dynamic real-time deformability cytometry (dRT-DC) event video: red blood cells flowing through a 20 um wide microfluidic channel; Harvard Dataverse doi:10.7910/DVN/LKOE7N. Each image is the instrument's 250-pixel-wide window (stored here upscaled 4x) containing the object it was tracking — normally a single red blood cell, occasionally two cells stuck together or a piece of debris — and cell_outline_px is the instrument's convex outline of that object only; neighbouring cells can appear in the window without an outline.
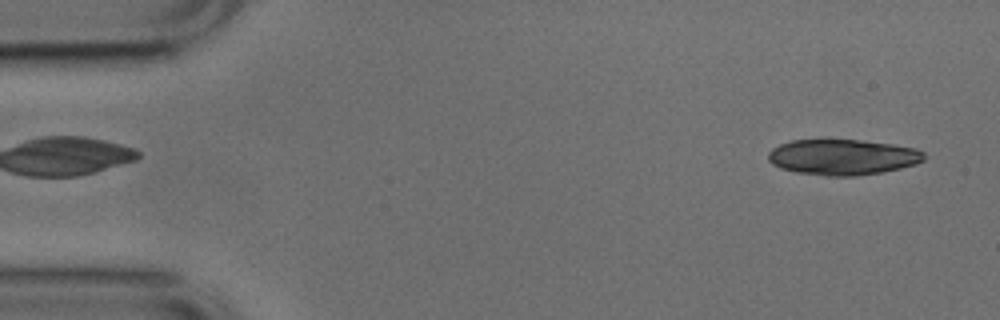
{"species": "common noctule bat (a hibernating species)", "species_latin": "Nyctalus noctula", "temperature_condition": "cold", "stored_images_in_passage": 21, "camera_frame_rate_fps": 3000, "um_per_image_px": 0.085, "animal": {"sex": "male", "body_mass_g": 17.9, "forearm_length_mm": 54.2}, "frame": {"image": 1, "passage_image": 2, "time_ms": 0.333, "image_size_px": [1000, 320], "cell_outline_px": [[924, 160], [916, 164], [900, 168], [880, 172], [856, 176], [828, 176], [796, 172], [780, 168], [772, 164], [768, 160], [768, 152], [772, 148], [780, 144], [792, 140], [860, 140], [892, 144], [916, 148], [924, 152]], "centroid_in_image_um": [71.61, 13.35], "position_along_channel_um": 13.4, "area_um2": 32.37}}